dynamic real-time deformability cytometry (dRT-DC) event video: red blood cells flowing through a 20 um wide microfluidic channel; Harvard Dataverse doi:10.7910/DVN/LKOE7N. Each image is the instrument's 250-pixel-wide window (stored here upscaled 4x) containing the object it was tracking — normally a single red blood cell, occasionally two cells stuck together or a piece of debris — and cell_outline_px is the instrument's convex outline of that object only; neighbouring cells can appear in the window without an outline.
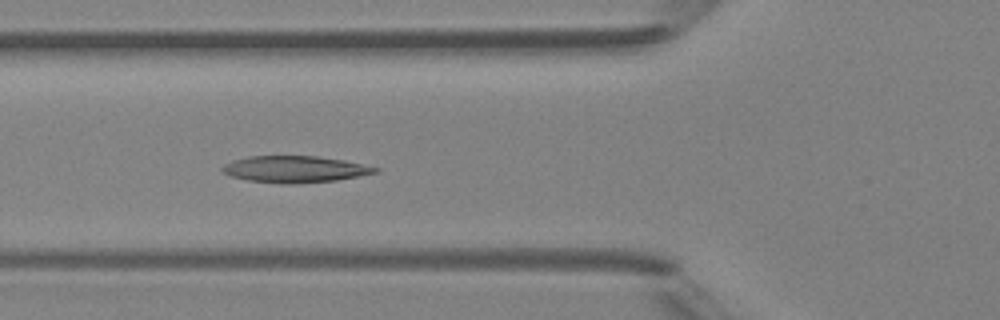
{"species": "Egyptian fruit bat (a non-hibernating species)", "species_latin": "Rousettus aegyptiacus", "temperature_condition": "room temperature", "stored_images_in_passage": 7, "camera_frame_rate_fps": 3000, "um_per_image_px": 0.085, "animal": {"sex": "female"}, "frame": {"image": 1, "passage_image": 5, "time_ms": 4.667, "image_size_px": [1000, 320], "cell_outline_px": [[380, 172], [336, 180], [292, 184], [280, 184], [248, 180], [232, 176], [224, 172], [220, 168], [224, 164], [232, 160], [248, 156], [316, 156], [344, 160], [380, 168]], "centroid_in_image_um": [25.06, 14.38], "position_along_channel_um": 100.7, "area_um2": 23.7}}
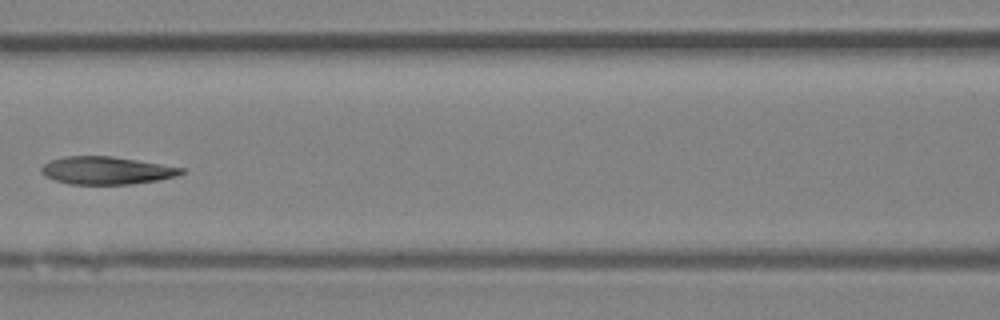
{"frame": {"image": 2, "passage_image": 6, "time_ms": 6.0, "image_size_px": [1000, 320], "cell_outline_px": [[184, 172], [176, 176], [156, 180], [132, 184], [68, 184], [44, 176], [40, 172], [40, 168], [48, 160], [64, 156], [112, 156], [184, 168]], "centroid_in_image_um": [8.98, 14.48], "position_along_channel_um": 157.6, "area_um2": 22.54}}
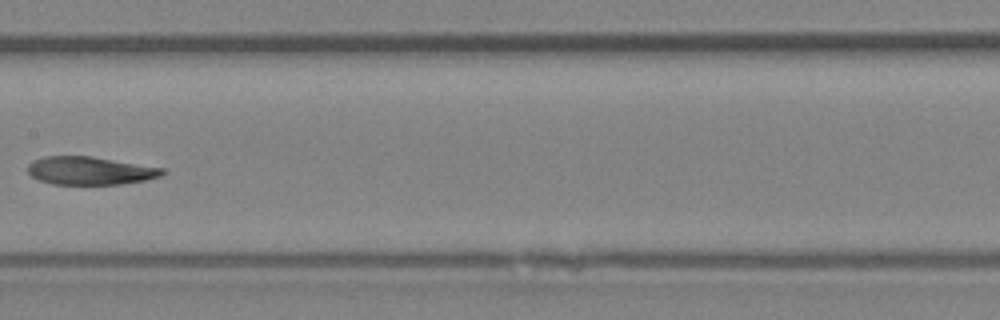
{"frame": {"image": 3, "passage_image": 7, "time_ms": 7.0, "image_size_px": [1000, 320], "cell_outline_px": [[164, 172], [160, 176], [144, 180], [120, 184], [52, 184], [40, 180], [32, 176], [28, 172], [28, 164], [32, 160], [44, 156], [88, 156], [164, 168]], "centroid_in_image_um": [7.6, 14.5], "position_along_channel_um": 199.8, "area_um2": 21.73}}